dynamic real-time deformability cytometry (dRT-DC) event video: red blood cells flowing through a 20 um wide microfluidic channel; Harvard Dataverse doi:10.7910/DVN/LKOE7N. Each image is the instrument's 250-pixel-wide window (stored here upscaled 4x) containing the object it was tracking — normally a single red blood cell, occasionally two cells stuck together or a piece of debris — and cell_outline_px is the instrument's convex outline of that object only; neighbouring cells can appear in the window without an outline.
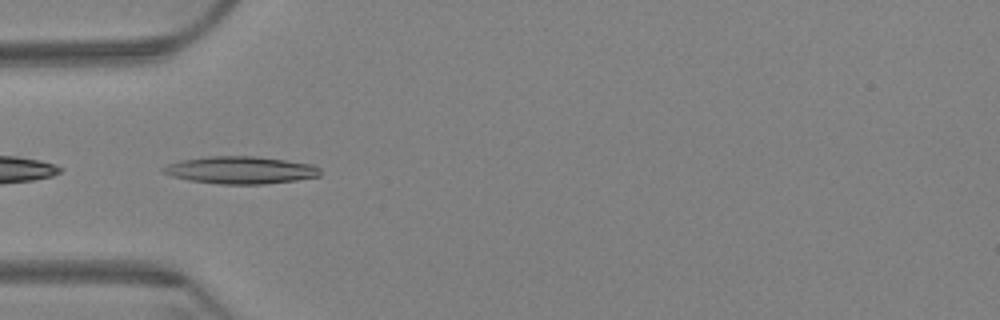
{"species": "Egyptian fruit bat (a non-hibernating species)", "species_latin": "Rousettus aegyptiacus", "temperature_condition": "warm", "stored_images_in_passage": 5, "camera_frame_rate_fps": 3000, "um_per_image_px": 0.085, "animal": {"sex": "female"}, "frame": {"image": 1, "passage_image": 1, "time_ms": 0.0, "image_size_px": [1000, 320], "cell_outline_px": [[320, 176], [296, 180], [264, 184], [220, 184], [188, 180], [172, 176], [164, 172], [160, 168], [168, 164], [180, 160], [208, 156], [256, 156], [312, 164], [320, 168]], "centroid_in_image_um": [20.44, 14.45], "position_along_channel_um": 64.6, "area_um2": 25.03}}